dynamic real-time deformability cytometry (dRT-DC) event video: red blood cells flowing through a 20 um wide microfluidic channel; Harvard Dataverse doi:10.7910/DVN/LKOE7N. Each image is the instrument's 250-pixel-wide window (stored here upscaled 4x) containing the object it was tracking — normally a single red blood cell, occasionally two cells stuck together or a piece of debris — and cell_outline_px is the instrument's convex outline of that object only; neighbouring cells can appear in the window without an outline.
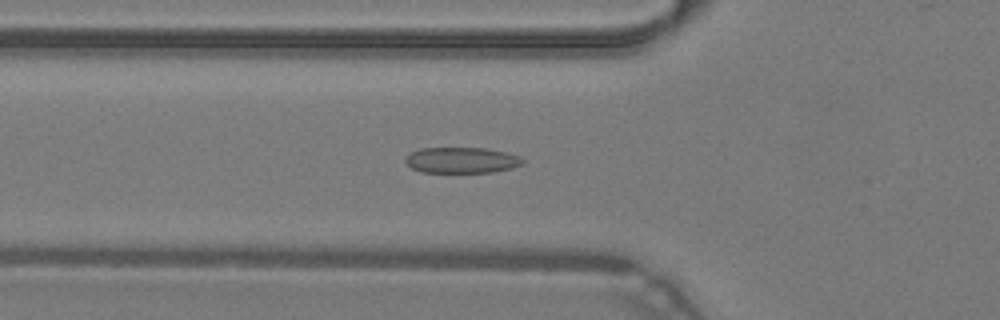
{"species": "common noctule bat (a hibernating species)", "species_latin": "Nyctalus noctula", "temperature_condition": "warm", "stored_images_in_passage": 47, "camera_frame_rate_fps": 3000, "um_per_image_px": 0.085, "animal": {"sex": "male", "body_mass_g": 19.2, "forearm_length_mm": 51.8}, "frame": {"image": 1, "passage_image": 16, "time_ms": 5.0, "image_size_px": [1000, 320], "cell_outline_px": [[524, 164], [512, 168], [492, 172], [420, 172], [412, 168], [404, 160], [412, 152], [420, 148], [484, 148], [504, 152], [520, 156], [524, 160]], "centroid_in_image_um": [39.26, 13.62], "position_along_channel_um": 86.5, "area_um2": 17.57}}
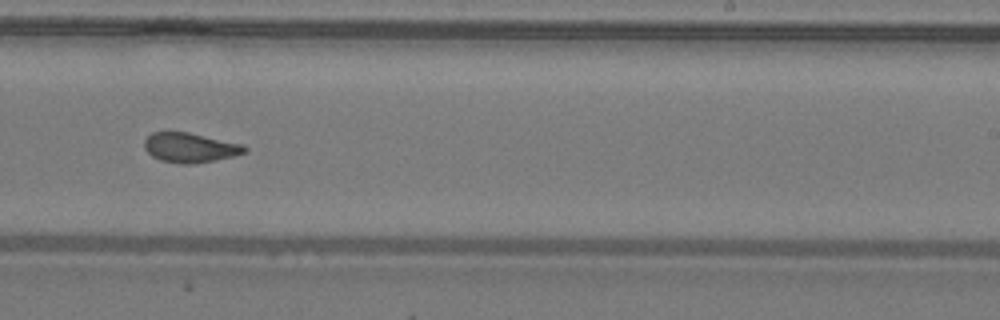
{"frame": {"image": 2, "passage_image": 29, "time_ms": 9.333, "image_size_px": [1000, 320], "cell_outline_px": [[248, 148], [244, 152], [232, 156], [216, 160], [196, 164], [180, 164], [160, 160], [152, 156], [144, 148], [144, 140], [152, 132], [188, 132], [244, 144]], "centroid_in_image_um": [16.15, 12.55], "position_along_channel_um": 272.9, "area_um2": 17.4}}
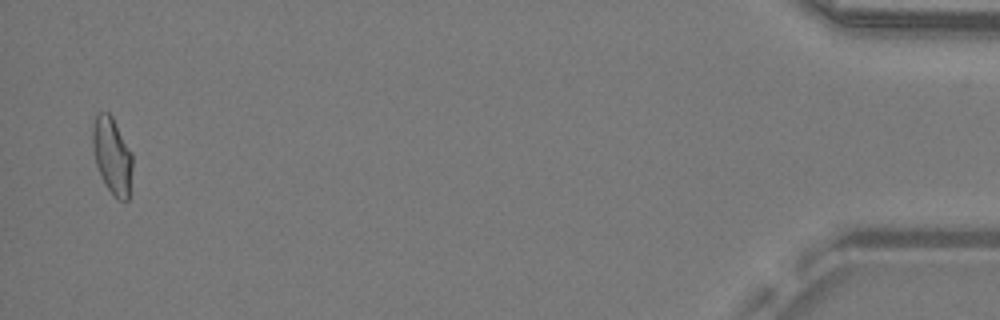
{"frame": {"image": 3, "passage_image": 46, "time_ms": 15.0, "image_size_px": [1000, 320], "cell_outline_px": [[132, 168], [128, 200], [120, 200], [108, 188], [96, 164], [92, 144], [92, 128], [96, 112], [108, 112], [112, 116], [132, 152]], "centroid_in_image_um": [9.53, 13.16], "position_along_channel_um": 425.7, "area_um2": 17.57}, "authors_computed_cell_mechanics": {"area_um2": 17.8024, "velocity_mm_per_s": 4.3005, "shape_relaxation_time_tau1_ms": 4.8268, "shape_relaxation_time_tau2_ms": 1.3932, "deformation_change_tau1": 0.1369, "deformation_change_tau2": 0.0705}}